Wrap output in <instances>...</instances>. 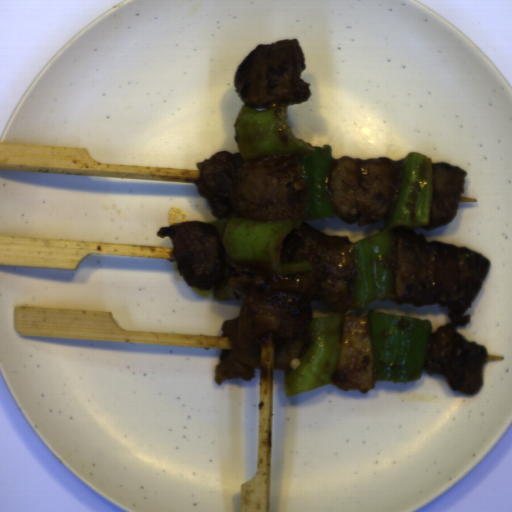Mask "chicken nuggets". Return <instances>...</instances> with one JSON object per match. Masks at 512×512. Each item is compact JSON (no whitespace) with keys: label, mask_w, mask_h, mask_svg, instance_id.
Wrapping results in <instances>:
<instances>
[{"label":"chicken nuggets","mask_w":512,"mask_h":512,"mask_svg":"<svg viewBox=\"0 0 512 512\" xmlns=\"http://www.w3.org/2000/svg\"><path fill=\"white\" fill-rule=\"evenodd\" d=\"M156 235L170 238L176 268L188 286L209 291L226 280L242 300L237 316L224 320L220 327V336L229 337L232 349H221L213 377L218 386L236 376L246 381L256 376L265 333H273V369H296L308 350L306 325L313 319L310 301L323 300L328 309L342 316L340 350L330 383L363 394L375 389L379 379H375L378 372L369 320L374 311L370 304L355 306L358 263L349 236H329L303 221L283 240L280 262L309 261L312 271L273 275L266 266L234 262L211 223H173L159 227Z\"/></svg>","instance_id":"1"},{"label":"chicken nuggets","mask_w":512,"mask_h":512,"mask_svg":"<svg viewBox=\"0 0 512 512\" xmlns=\"http://www.w3.org/2000/svg\"><path fill=\"white\" fill-rule=\"evenodd\" d=\"M389 265L396 305L412 303L447 306L451 322L438 326L426 342L425 371L442 373L455 392L474 396L483 385V364L489 357L484 345L466 340L456 326H466L483 287L491 260L467 246L431 240L415 229L394 227L391 234Z\"/></svg>","instance_id":"2"},{"label":"chicken nuggets","mask_w":512,"mask_h":512,"mask_svg":"<svg viewBox=\"0 0 512 512\" xmlns=\"http://www.w3.org/2000/svg\"><path fill=\"white\" fill-rule=\"evenodd\" d=\"M301 155L267 154L244 160L240 152L217 151L196 162L194 180L199 194L219 221H295L306 214L308 182L302 176Z\"/></svg>","instance_id":"3"},{"label":"chicken nuggets","mask_w":512,"mask_h":512,"mask_svg":"<svg viewBox=\"0 0 512 512\" xmlns=\"http://www.w3.org/2000/svg\"><path fill=\"white\" fill-rule=\"evenodd\" d=\"M326 195L335 216L362 227L389 224L403 180V162L385 156L362 160L349 155L329 163L324 174Z\"/></svg>","instance_id":"4"},{"label":"chicken nuggets","mask_w":512,"mask_h":512,"mask_svg":"<svg viewBox=\"0 0 512 512\" xmlns=\"http://www.w3.org/2000/svg\"><path fill=\"white\" fill-rule=\"evenodd\" d=\"M298 38L258 44L236 67L235 92L244 105L263 107L274 101L305 102L311 83L301 78L307 69Z\"/></svg>","instance_id":"5"},{"label":"chicken nuggets","mask_w":512,"mask_h":512,"mask_svg":"<svg viewBox=\"0 0 512 512\" xmlns=\"http://www.w3.org/2000/svg\"><path fill=\"white\" fill-rule=\"evenodd\" d=\"M467 171L448 162L431 164L432 199L428 226H421L430 232L440 228L457 217L461 194H464V178Z\"/></svg>","instance_id":"6"}]
</instances>
